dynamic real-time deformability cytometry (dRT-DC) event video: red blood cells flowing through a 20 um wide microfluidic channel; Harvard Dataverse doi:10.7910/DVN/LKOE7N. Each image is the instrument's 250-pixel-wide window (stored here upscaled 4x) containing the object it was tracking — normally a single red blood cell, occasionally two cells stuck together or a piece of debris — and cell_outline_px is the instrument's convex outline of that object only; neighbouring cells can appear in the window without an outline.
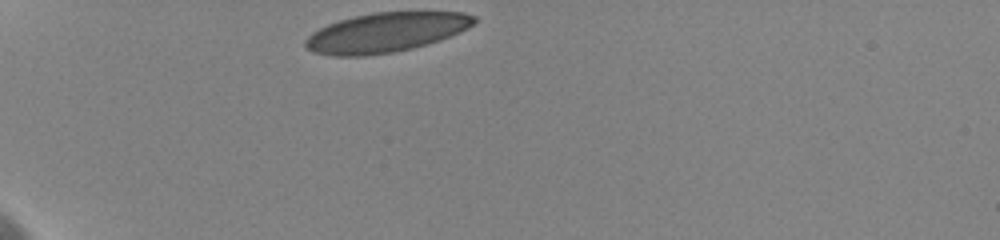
{"species": "human", "species_latin": "Homo sapiens", "temperature_condition": "cold", "stored_images_in_passage": 9, "camera_frame_rate_fps": 3000, "um_per_image_px": 0.085, "donor": {"sex": "female"}, "frame": {"image": 1, "passage_image": 1, "time_ms": 0.0, "image_size_px": [1000, 240], "cell_outline_px": [[476, 20], [468, 28], [460, 32], [440, 40], [412, 48], [392, 52], [364, 56], [332, 56], [312, 52], [304, 44], [304, 40], [312, 32], [328, 24], [340, 20], [372, 12], [464, 12], [476, 16]], "centroid_in_image_um": [32.79, 2.76], "position_along_channel_um": 52.2, "area_um2": 38.78}}